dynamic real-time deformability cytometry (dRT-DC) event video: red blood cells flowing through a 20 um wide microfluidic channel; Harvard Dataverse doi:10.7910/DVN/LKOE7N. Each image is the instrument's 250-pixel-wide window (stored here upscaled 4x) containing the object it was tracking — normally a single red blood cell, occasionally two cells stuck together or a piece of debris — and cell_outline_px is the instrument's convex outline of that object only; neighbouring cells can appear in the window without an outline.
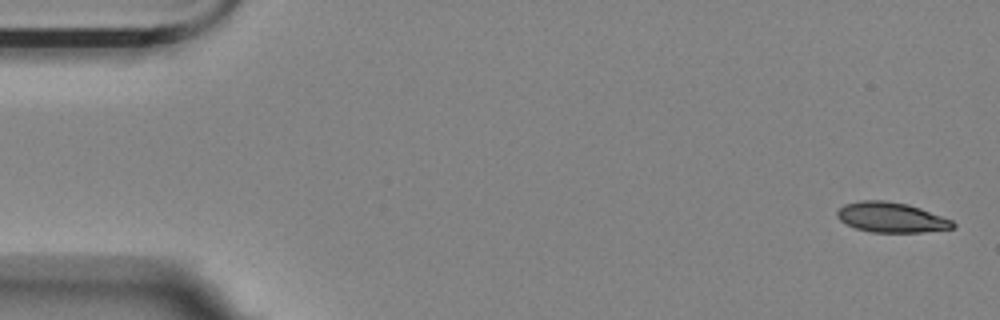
{"species": "Egyptian fruit bat (a non-hibernating species)", "species_latin": "Rousettus aegyptiacus", "temperature_condition": "room temperature", "stored_images_in_passage": 5, "camera_frame_rate_fps": 3000, "um_per_image_px": 0.085, "animal": {"sex": "female"}, "frame": {"image": 1, "passage_image": 1, "time_ms": 0.0, "image_size_px": [1000, 320], "cell_outline_px": [[956, 228], [920, 232], [872, 232], [856, 228], [840, 220], [836, 216], [836, 212], [844, 204], [860, 200], [884, 200], [908, 204], [920, 208], [952, 220], [956, 224]], "centroid_in_image_um": [75.76, 18.47], "position_along_channel_um": 9.2, "area_um2": 20.23}}
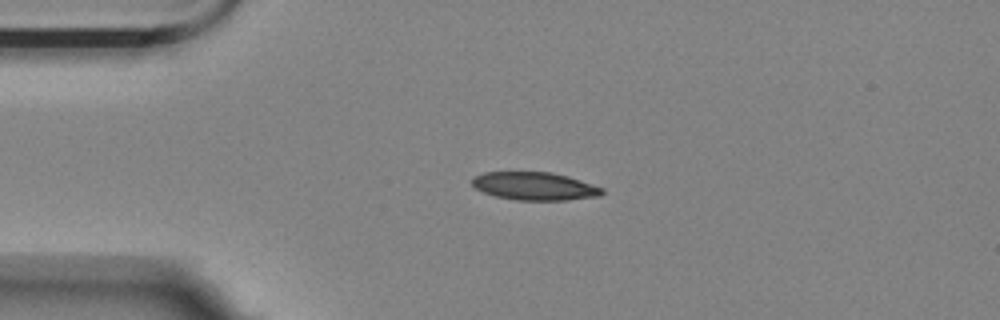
{"frame": {"image": 2, "passage_image": 4, "time_ms": 1.0, "image_size_px": [1000, 320], "cell_outline_px": [[604, 192], [600, 196], [568, 200], [516, 200], [496, 196], [484, 192], [476, 188], [472, 184], [472, 180], [476, 176], [484, 172], [552, 172], [568, 176], [604, 188]], "centroid_in_image_um": [45.48, 15.82], "position_along_channel_um": 39.5, "area_um2": 21.15}}